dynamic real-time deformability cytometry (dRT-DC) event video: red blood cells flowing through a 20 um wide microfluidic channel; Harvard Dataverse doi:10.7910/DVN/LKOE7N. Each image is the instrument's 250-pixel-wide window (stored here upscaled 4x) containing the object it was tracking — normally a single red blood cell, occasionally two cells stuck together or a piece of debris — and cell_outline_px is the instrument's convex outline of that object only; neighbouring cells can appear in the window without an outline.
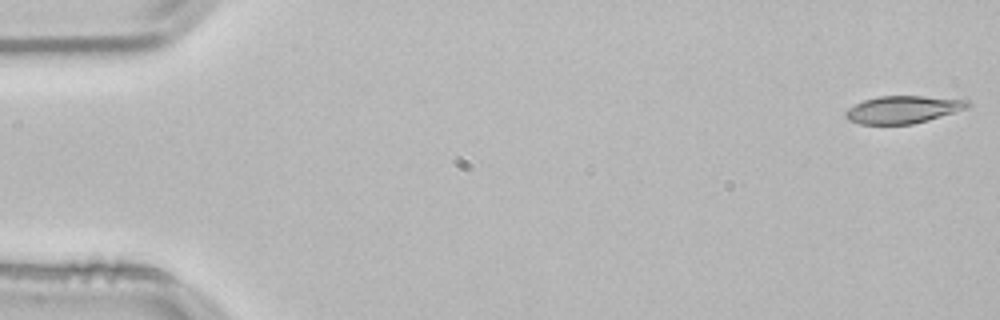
{"species": "common noctule bat (a hibernating species)", "species_latin": "Nyctalus noctula", "temperature_condition": "room temperature", "stored_images_in_passage": 15, "camera_frame_rate_fps": 3000, "um_per_image_px": 0.085, "animal": {"sex": "male", "body_mass_g": 21.5, "forearm_length_mm": 52.0}, "frame": {"image": 1, "passage_image": 1, "time_ms": 0.0, "image_size_px": [1000, 320], "cell_outline_px": [[972, 104], [968, 108], [928, 120], [912, 124], [860, 124], [848, 120], [844, 116], [844, 112], [848, 108], [864, 100], [880, 96], [924, 96], [968, 100]], "centroid_in_image_um": [76.75, 9.31], "position_along_channel_um": 8.2, "area_um2": 19.54}}
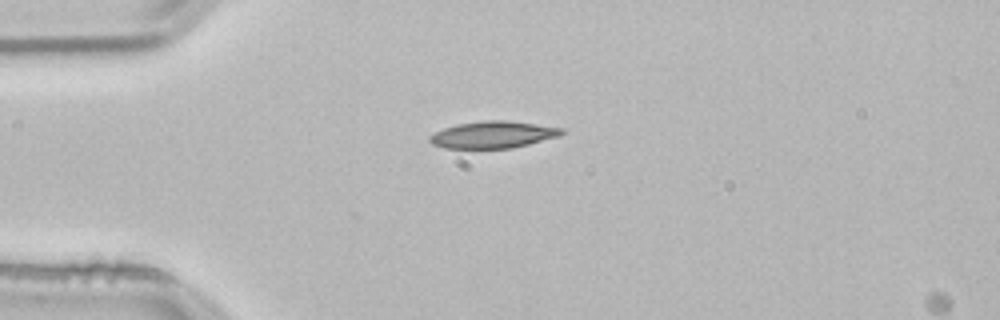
{"frame": {"image": 2, "passage_image": 13, "time_ms": 4.0, "image_size_px": [1000, 320], "cell_outline_px": [[564, 132], [560, 136], [512, 148], [444, 148], [432, 144], [428, 140], [428, 136], [444, 128], [456, 124], [484, 120], [504, 120], [564, 128]], "centroid_in_image_um": [41.88, 11.45], "position_along_channel_um": 43.1, "area_um2": 20.63}}